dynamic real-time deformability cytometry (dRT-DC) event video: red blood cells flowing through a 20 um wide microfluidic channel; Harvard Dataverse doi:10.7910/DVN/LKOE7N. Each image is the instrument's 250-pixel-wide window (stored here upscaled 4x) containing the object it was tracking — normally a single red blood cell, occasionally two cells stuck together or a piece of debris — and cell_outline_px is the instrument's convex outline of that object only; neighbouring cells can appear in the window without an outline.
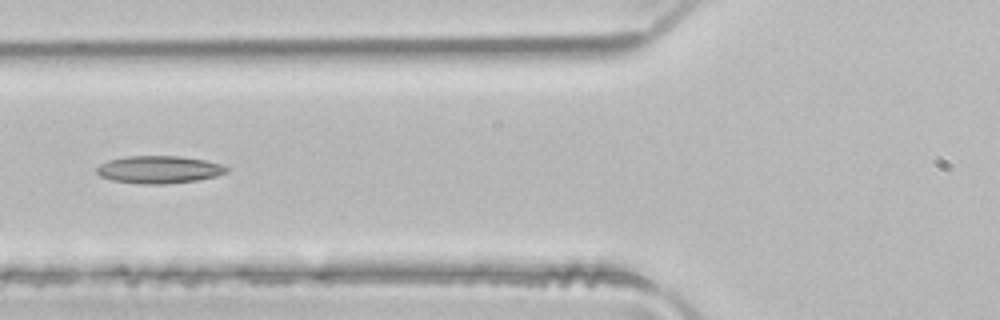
{"species": "common noctule bat (a hibernating species)", "species_latin": "Nyctalus noctula", "temperature_condition": "room temperature", "stored_images_in_passage": 5, "camera_frame_rate_fps": 3000, "um_per_image_px": 0.085, "animal": {"sex": "male", "body_mass_g": 21.5, "forearm_length_mm": 52.0}, "frame": {"image": 1, "passage_image": 5, "time_ms": 1.333, "image_size_px": [1000, 320], "cell_outline_px": [[228, 172], [216, 176], [196, 180], [164, 184], [144, 184], [112, 180], [100, 176], [96, 172], [96, 168], [100, 164], [108, 160], [124, 156], [180, 156], [204, 160], [220, 164], [228, 168]], "centroid_in_image_um": [13.49, 14.41], "position_along_channel_um": 112.3, "area_um2": 20.75}}